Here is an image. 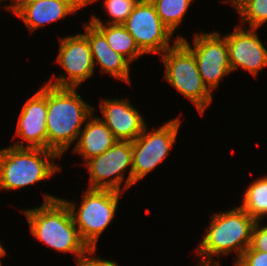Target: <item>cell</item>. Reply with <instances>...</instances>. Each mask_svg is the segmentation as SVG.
Returning <instances> with one entry per match:
<instances>
[{"label": "cell", "mask_w": 267, "mask_h": 266, "mask_svg": "<svg viewBox=\"0 0 267 266\" xmlns=\"http://www.w3.org/2000/svg\"><path fill=\"white\" fill-rule=\"evenodd\" d=\"M43 195L42 205L21 210L31 235L57 252L73 254L78 263L91 249L81 239L66 203L49 193Z\"/></svg>", "instance_id": "cell-1"}, {"label": "cell", "mask_w": 267, "mask_h": 266, "mask_svg": "<svg viewBox=\"0 0 267 266\" xmlns=\"http://www.w3.org/2000/svg\"><path fill=\"white\" fill-rule=\"evenodd\" d=\"M76 89L47 84V149L60 157L77 142L80 131L96 110Z\"/></svg>", "instance_id": "cell-2"}, {"label": "cell", "mask_w": 267, "mask_h": 266, "mask_svg": "<svg viewBox=\"0 0 267 266\" xmlns=\"http://www.w3.org/2000/svg\"><path fill=\"white\" fill-rule=\"evenodd\" d=\"M256 221L250 217L240 206L226 211H220L211 216L206 234L197 244L196 255H199V266H220L219 258L235 255L234 263L250 246L251 233Z\"/></svg>", "instance_id": "cell-3"}, {"label": "cell", "mask_w": 267, "mask_h": 266, "mask_svg": "<svg viewBox=\"0 0 267 266\" xmlns=\"http://www.w3.org/2000/svg\"><path fill=\"white\" fill-rule=\"evenodd\" d=\"M59 158L55 151L42 148L0 149V190H19L51 179L61 171L54 161Z\"/></svg>", "instance_id": "cell-4"}, {"label": "cell", "mask_w": 267, "mask_h": 266, "mask_svg": "<svg viewBox=\"0 0 267 266\" xmlns=\"http://www.w3.org/2000/svg\"><path fill=\"white\" fill-rule=\"evenodd\" d=\"M79 207L73 201L61 198L68 206L81 239L91 250L97 251L100 235L112 223L125 194L114 190L87 189L83 192Z\"/></svg>", "instance_id": "cell-5"}, {"label": "cell", "mask_w": 267, "mask_h": 266, "mask_svg": "<svg viewBox=\"0 0 267 266\" xmlns=\"http://www.w3.org/2000/svg\"><path fill=\"white\" fill-rule=\"evenodd\" d=\"M160 60L165 67L163 80L190 100L200 115H204L214 96L201 78L193 52L179 39L160 55Z\"/></svg>", "instance_id": "cell-6"}, {"label": "cell", "mask_w": 267, "mask_h": 266, "mask_svg": "<svg viewBox=\"0 0 267 266\" xmlns=\"http://www.w3.org/2000/svg\"><path fill=\"white\" fill-rule=\"evenodd\" d=\"M181 121L179 117L173 118L152 131H147L146 125L132 141V186L163 163L176 144Z\"/></svg>", "instance_id": "cell-7"}, {"label": "cell", "mask_w": 267, "mask_h": 266, "mask_svg": "<svg viewBox=\"0 0 267 266\" xmlns=\"http://www.w3.org/2000/svg\"><path fill=\"white\" fill-rule=\"evenodd\" d=\"M85 165L90 174L88 189L124 193L132 187V141L118 140L103 154L87 160ZM125 171L129 173L127 178Z\"/></svg>", "instance_id": "cell-8"}, {"label": "cell", "mask_w": 267, "mask_h": 266, "mask_svg": "<svg viewBox=\"0 0 267 266\" xmlns=\"http://www.w3.org/2000/svg\"><path fill=\"white\" fill-rule=\"evenodd\" d=\"M177 37L193 52L204 84L211 92L216 90L221 79L232 73L225 35L219 31L197 32L192 38L193 46L183 36Z\"/></svg>", "instance_id": "cell-9"}, {"label": "cell", "mask_w": 267, "mask_h": 266, "mask_svg": "<svg viewBox=\"0 0 267 266\" xmlns=\"http://www.w3.org/2000/svg\"><path fill=\"white\" fill-rule=\"evenodd\" d=\"M123 25L145 55L160 56L179 40L177 37L171 41L173 33L161 21L150 0H139Z\"/></svg>", "instance_id": "cell-10"}, {"label": "cell", "mask_w": 267, "mask_h": 266, "mask_svg": "<svg viewBox=\"0 0 267 266\" xmlns=\"http://www.w3.org/2000/svg\"><path fill=\"white\" fill-rule=\"evenodd\" d=\"M56 62L65 73L58 77L53 74L47 84L55 87L78 88L94 76L95 66L90 44L83 33L61 37Z\"/></svg>", "instance_id": "cell-11"}, {"label": "cell", "mask_w": 267, "mask_h": 266, "mask_svg": "<svg viewBox=\"0 0 267 266\" xmlns=\"http://www.w3.org/2000/svg\"><path fill=\"white\" fill-rule=\"evenodd\" d=\"M256 31L236 25L233 32L225 34L232 72L240 68L255 78L267 67V48Z\"/></svg>", "instance_id": "cell-12"}, {"label": "cell", "mask_w": 267, "mask_h": 266, "mask_svg": "<svg viewBox=\"0 0 267 266\" xmlns=\"http://www.w3.org/2000/svg\"><path fill=\"white\" fill-rule=\"evenodd\" d=\"M47 83L23 104L16 126L17 148L47 149ZM26 144V145H25Z\"/></svg>", "instance_id": "cell-13"}, {"label": "cell", "mask_w": 267, "mask_h": 266, "mask_svg": "<svg viewBox=\"0 0 267 266\" xmlns=\"http://www.w3.org/2000/svg\"><path fill=\"white\" fill-rule=\"evenodd\" d=\"M100 119L120 141H134L143 132L146 124L143 115L128 98L100 99Z\"/></svg>", "instance_id": "cell-14"}, {"label": "cell", "mask_w": 267, "mask_h": 266, "mask_svg": "<svg viewBox=\"0 0 267 266\" xmlns=\"http://www.w3.org/2000/svg\"><path fill=\"white\" fill-rule=\"evenodd\" d=\"M83 33L90 44L94 66L99 65L101 71L108 73L112 78L131 85L130 62L121 54L116 53L107 43L105 36L89 21L83 22Z\"/></svg>", "instance_id": "cell-15"}, {"label": "cell", "mask_w": 267, "mask_h": 266, "mask_svg": "<svg viewBox=\"0 0 267 266\" xmlns=\"http://www.w3.org/2000/svg\"><path fill=\"white\" fill-rule=\"evenodd\" d=\"M85 7V0H40L24 6L16 16L30 33L44 25L58 22Z\"/></svg>", "instance_id": "cell-16"}, {"label": "cell", "mask_w": 267, "mask_h": 266, "mask_svg": "<svg viewBox=\"0 0 267 266\" xmlns=\"http://www.w3.org/2000/svg\"><path fill=\"white\" fill-rule=\"evenodd\" d=\"M117 141L118 139L100 117L92 114L79 133L73 153L83 157L86 162L92 157L103 154Z\"/></svg>", "instance_id": "cell-17"}, {"label": "cell", "mask_w": 267, "mask_h": 266, "mask_svg": "<svg viewBox=\"0 0 267 266\" xmlns=\"http://www.w3.org/2000/svg\"><path fill=\"white\" fill-rule=\"evenodd\" d=\"M106 38L107 43L116 52L124 56L131 64L145 55L137 46L132 35L123 24H92Z\"/></svg>", "instance_id": "cell-18"}, {"label": "cell", "mask_w": 267, "mask_h": 266, "mask_svg": "<svg viewBox=\"0 0 267 266\" xmlns=\"http://www.w3.org/2000/svg\"><path fill=\"white\" fill-rule=\"evenodd\" d=\"M240 207L255 221L267 215V175L253 181L245 189Z\"/></svg>", "instance_id": "cell-19"}, {"label": "cell", "mask_w": 267, "mask_h": 266, "mask_svg": "<svg viewBox=\"0 0 267 266\" xmlns=\"http://www.w3.org/2000/svg\"><path fill=\"white\" fill-rule=\"evenodd\" d=\"M236 9L240 15L243 27L248 24V28L259 29L260 26L267 22V0H223Z\"/></svg>", "instance_id": "cell-20"}, {"label": "cell", "mask_w": 267, "mask_h": 266, "mask_svg": "<svg viewBox=\"0 0 267 266\" xmlns=\"http://www.w3.org/2000/svg\"><path fill=\"white\" fill-rule=\"evenodd\" d=\"M161 21L174 34L181 25L187 11L194 0H150Z\"/></svg>", "instance_id": "cell-21"}, {"label": "cell", "mask_w": 267, "mask_h": 266, "mask_svg": "<svg viewBox=\"0 0 267 266\" xmlns=\"http://www.w3.org/2000/svg\"><path fill=\"white\" fill-rule=\"evenodd\" d=\"M96 1L98 0H85V7ZM138 2L139 0H103L104 10L111 18L105 23L95 15H91L88 21L91 24H123Z\"/></svg>", "instance_id": "cell-22"}, {"label": "cell", "mask_w": 267, "mask_h": 266, "mask_svg": "<svg viewBox=\"0 0 267 266\" xmlns=\"http://www.w3.org/2000/svg\"><path fill=\"white\" fill-rule=\"evenodd\" d=\"M234 266H267V252L252 250L248 247Z\"/></svg>", "instance_id": "cell-23"}, {"label": "cell", "mask_w": 267, "mask_h": 266, "mask_svg": "<svg viewBox=\"0 0 267 266\" xmlns=\"http://www.w3.org/2000/svg\"><path fill=\"white\" fill-rule=\"evenodd\" d=\"M261 221H256L251 233L250 248L252 250L267 252V223L265 225Z\"/></svg>", "instance_id": "cell-24"}, {"label": "cell", "mask_w": 267, "mask_h": 266, "mask_svg": "<svg viewBox=\"0 0 267 266\" xmlns=\"http://www.w3.org/2000/svg\"><path fill=\"white\" fill-rule=\"evenodd\" d=\"M96 254V250H91L77 263V266H119L117 262L102 259L101 256H97Z\"/></svg>", "instance_id": "cell-25"}, {"label": "cell", "mask_w": 267, "mask_h": 266, "mask_svg": "<svg viewBox=\"0 0 267 266\" xmlns=\"http://www.w3.org/2000/svg\"><path fill=\"white\" fill-rule=\"evenodd\" d=\"M40 0H12L11 12L16 15L24 6Z\"/></svg>", "instance_id": "cell-26"}, {"label": "cell", "mask_w": 267, "mask_h": 266, "mask_svg": "<svg viewBox=\"0 0 267 266\" xmlns=\"http://www.w3.org/2000/svg\"><path fill=\"white\" fill-rule=\"evenodd\" d=\"M6 255H7L6 248L3 247L2 243L0 242V266H2V264H3L2 261H1V259L3 257H5Z\"/></svg>", "instance_id": "cell-27"}, {"label": "cell", "mask_w": 267, "mask_h": 266, "mask_svg": "<svg viewBox=\"0 0 267 266\" xmlns=\"http://www.w3.org/2000/svg\"><path fill=\"white\" fill-rule=\"evenodd\" d=\"M2 1H6V0H0V4L3 3ZM10 2H11L10 5L9 4L8 5L5 4L4 7L11 12L12 0H10Z\"/></svg>", "instance_id": "cell-28"}]
</instances>
